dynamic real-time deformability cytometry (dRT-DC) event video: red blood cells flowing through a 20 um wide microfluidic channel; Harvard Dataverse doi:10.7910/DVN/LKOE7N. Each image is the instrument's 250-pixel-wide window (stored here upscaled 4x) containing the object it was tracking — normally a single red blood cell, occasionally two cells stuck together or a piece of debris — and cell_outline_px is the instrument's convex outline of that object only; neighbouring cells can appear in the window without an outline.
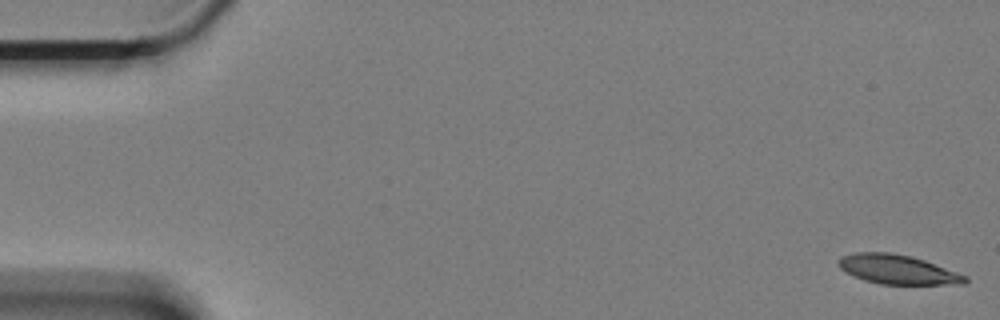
{"species": "Egyptian fruit bat (a non-hibernating species)", "species_latin": "Rousettus aegyptiacus", "temperature_condition": "cold", "stored_images_in_passage": 14, "camera_frame_rate_fps": 3000, "um_per_image_px": 0.085, "animal": {"sex": "female"}, "frame": {"image": 1, "passage_image": 1, "time_ms": 0.0, "image_size_px": [1000, 320], "cell_outline_px": [[968, 280], [964, 284], [880, 284], [864, 280], [840, 268], [840, 256], [856, 252], [892, 252], [924, 260], [968, 276]], "centroid_in_image_um": [76.33, 22.9], "position_along_channel_um": 8.7, "area_um2": 21.33}}